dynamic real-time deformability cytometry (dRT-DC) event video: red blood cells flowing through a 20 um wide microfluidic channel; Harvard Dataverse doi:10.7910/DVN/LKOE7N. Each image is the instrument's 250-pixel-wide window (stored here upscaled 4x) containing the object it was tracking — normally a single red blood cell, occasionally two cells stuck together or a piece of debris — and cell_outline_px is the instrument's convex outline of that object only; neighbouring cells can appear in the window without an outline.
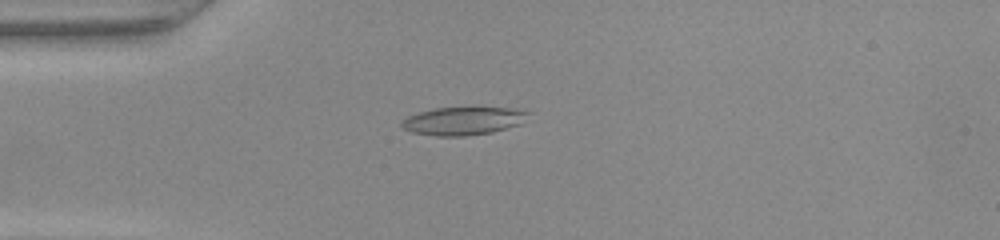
{"species": "common noctule bat (a hibernating species)", "species_latin": "Nyctalus noctula", "temperature_condition": "warm", "stored_images_in_passage": 42, "camera_frame_rate_fps": 3000, "um_per_image_px": 0.085, "animal": {"sex": "female", "body_mass_g": 22.0, "forearm_length_mm": 56.7}, "frame": {"image": 1, "passage_image": 6, "time_ms": 1.667, "image_size_px": [1000, 240], "cell_outline_px": [[528, 112], [520, 124], [492, 132], [464, 136], [436, 136], [412, 132], [404, 128], [400, 124], [400, 120], [408, 116], [420, 112], [436, 108], [516, 108]], "centroid_in_image_um": [39.32, 10.28], "position_along_channel_um": 45.7, "area_um2": 20.35}}
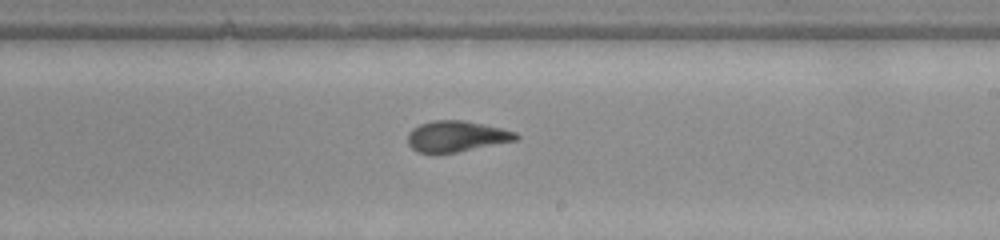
{"frame": {"image": 2, "passage_image": 22, "time_ms": 7.0, "image_size_px": [1000, 240], "cell_outline_px": [[520, 136], [516, 140], [456, 152], [416, 152], [408, 144], [408, 132], [412, 128], [420, 124], [432, 120], [464, 120], [500, 128], [516, 132]], "centroid_in_image_um": [38.77, 11.57], "position_along_channel_um": 250.2, "area_um2": 19.25}}
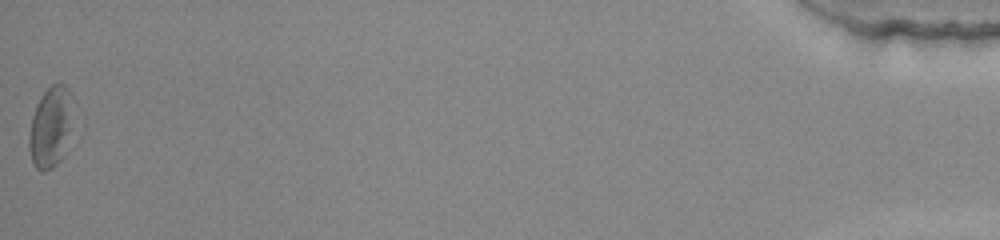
{"frame": {"image": 3, "passage_image": 42, "time_ms": 13.667, "image_size_px": [1000, 240], "cell_outline_px": [[72, 124], [60, 160], [52, 168], [44, 172], [40, 172], [36, 168], [32, 160], [28, 144], [28, 136], [32, 116], [36, 104], [40, 96], [52, 84], [64, 84], [72, 92]], "centroid_in_image_um": [4.29, 10.77], "position_along_channel_um": 430.9, "area_um2": 20.75}}